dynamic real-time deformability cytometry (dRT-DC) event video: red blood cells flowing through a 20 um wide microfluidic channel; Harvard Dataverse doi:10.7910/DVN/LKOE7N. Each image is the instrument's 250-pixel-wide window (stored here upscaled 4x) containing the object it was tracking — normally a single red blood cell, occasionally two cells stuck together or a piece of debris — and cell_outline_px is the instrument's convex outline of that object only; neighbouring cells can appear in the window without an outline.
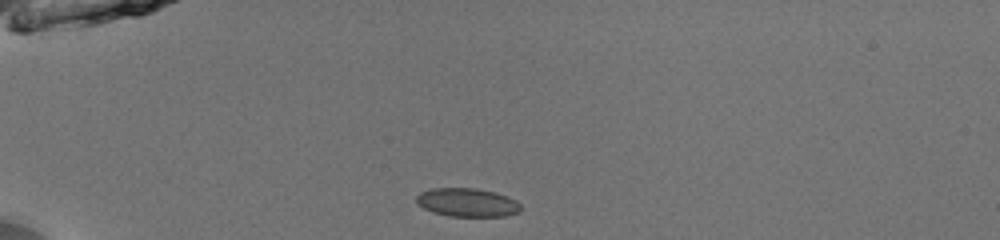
{"species": "common noctule bat (a hibernating species)", "species_latin": "Nyctalus noctula", "temperature_condition": "room temperature", "stored_images_in_passage": 38, "camera_frame_rate_fps": 3000, "um_per_image_px": 0.085, "animal": {"sex": "male", "body_mass_g": 13.0, "forearm_length_mm": 53.1}, "frame": {"image": 1, "passage_image": 1, "time_ms": 0.0, "image_size_px": [1000, 240], "cell_outline_px": [[520, 212], [504, 216], [448, 216], [432, 212], [416, 204], [416, 196], [420, 192], [432, 188], [476, 188], [496, 192], [508, 196], [516, 200], [520, 204]], "centroid_in_image_um": [39.7, 17.2], "position_along_channel_um": 45.3, "area_um2": 17.51}}
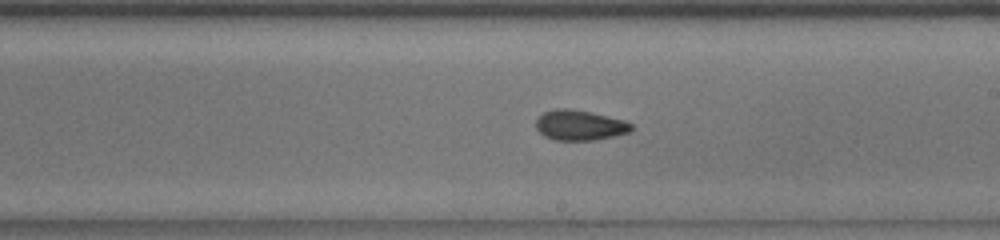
{"frame": {"image": 2, "passage_image": 18, "time_ms": 5.667, "image_size_px": [1000, 240], "cell_outline_px": [[632, 128], [628, 132], [596, 140], [556, 140], [544, 136], [536, 128], [536, 120], [544, 112], [556, 108], [568, 108], [588, 112], [624, 120], [632, 124]], "centroid_in_image_um": [49.24, 10.64], "position_along_channel_um": 239.8, "area_um2": 16.53}}
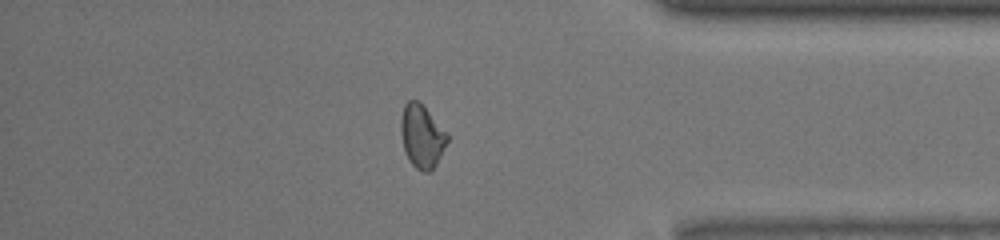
{"frame": {"image": 3, "passage_image": 31, "time_ms": 10.0, "image_size_px": [1000, 240], "cell_outline_px": [[448, 140], [436, 164], [428, 172], [424, 172], [416, 168], [408, 160], [404, 148], [400, 132], [400, 120], [404, 104], [408, 100], [416, 100], [448, 132]], "centroid_in_image_um": [35.84, 11.58], "position_along_channel_um": 399.4, "area_um2": 16.88}, "authors_computed_cell_mechanics": {"area_um2": 17.1088, "velocity_mm_per_s": 4.0282, "shape_relaxation_time_tau1_ms": 3.7627, "shape_relaxation_time_tau2_ms": 3.3247, "deformation_change_tau1": 0.1159, "deformation_change_tau2": 0.0525}}